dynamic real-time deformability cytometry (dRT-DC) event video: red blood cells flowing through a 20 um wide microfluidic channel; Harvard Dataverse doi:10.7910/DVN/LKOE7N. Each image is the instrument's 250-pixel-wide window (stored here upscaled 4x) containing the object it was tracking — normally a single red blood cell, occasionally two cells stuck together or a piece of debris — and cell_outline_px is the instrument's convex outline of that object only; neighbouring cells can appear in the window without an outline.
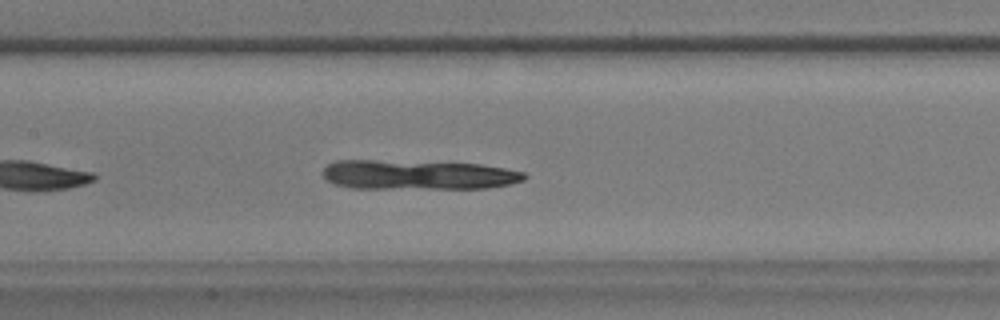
{"species": "common noctule bat (a hibernating species)", "species_latin": "Nyctalus noctula", "temperature_condition": "warm", "stored_images_in_passage": 30, "camera_frame_rate_fps": 3000, "um_per_image_px": 0.085, "animal": {"sex": "male", "body_mass_g": 17.9}, "frame": {"image": 1, "passage_image": 13, "time_ms": 4.0, "image_size_px": [1000, 320], "cell_outline_px": [[528, 176], [524, 180], [508, 184], [488, 188], [352, 188], [332, 184], [324, 176], [324, 168], [328, 164], [336, 160], [376, 160], [480, 164], [504, 168], [524, 172]], "centroid_in_image_um": [35.52, 14.86], "position_along_channel_um": 171.9, "area_um2": 34.56}}